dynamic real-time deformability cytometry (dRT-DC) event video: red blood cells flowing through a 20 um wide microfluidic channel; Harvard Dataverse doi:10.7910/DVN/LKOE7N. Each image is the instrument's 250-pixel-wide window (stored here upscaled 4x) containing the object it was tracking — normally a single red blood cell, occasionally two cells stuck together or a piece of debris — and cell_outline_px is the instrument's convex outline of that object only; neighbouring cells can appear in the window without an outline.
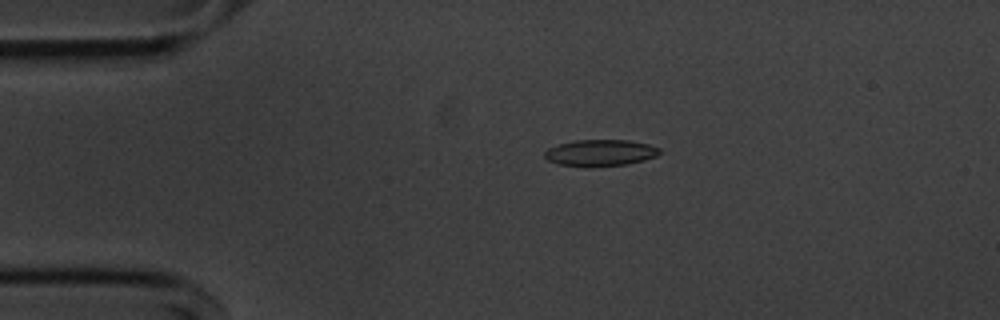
{"species": "common noctule bat (a hibernating species)", "species_latin": "Nyctalus noctula", "temperature_condition": "cold", "stored_images_in_passage": 50, "camera_frame_rate_fps": 3000, "um_per_image_px": 0.085, "animal": {"sex": "male", "body_mass_g": 20.1, "forearm_length_mm": 53.5}, "frame": {"image": 1, "passage_image": 6, "time_ms": 1.667, "image_size_px": [1000, 320], "cell_outline_px": [[660, 152], [656, 156], [644, 160], [628, 164], [588, 168], [584, 168], [560, 164], [548, 160], [544, 156], [544, 152], [548, 148], [560, 144], [576, 140], [628, 140], [648, 144], [660, 148]], "centroid_in_image_um": [51.02, 13.01], "position_along_channel_um": 34.0, "area_um2": 17.92}}
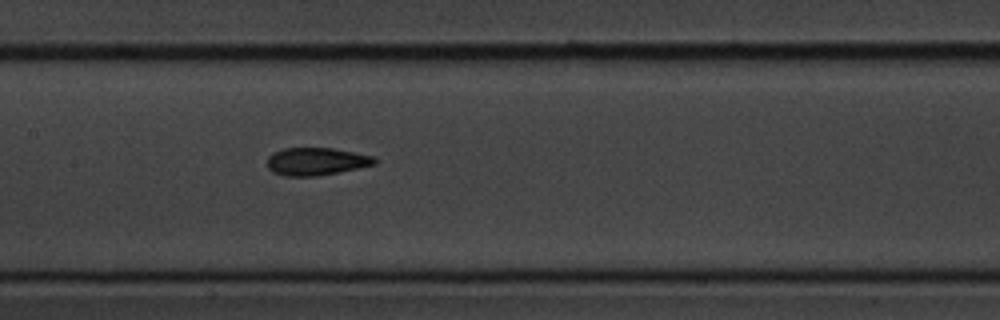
{"frame": {"image": 2, "passage_image": 21, "time_ms": 6.667, "image_size_px": [1000, 320], "cell_outline_px": [[376, 164], [316, 176], [284, 176], [272, 172], [268, 168], [268, 156], [272, 152], [284, 148], [332, 148], [376, 156]], "centroid_in_image_um": [26.86, 13.71], "position_along_channel_um": 180.5, "area_um2": 17.28}}
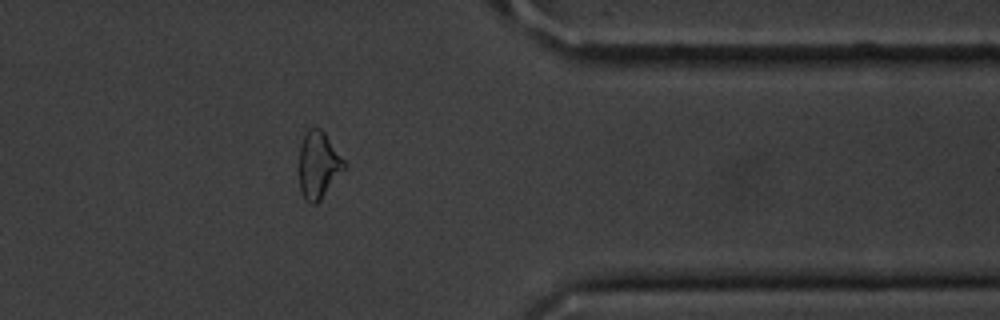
{"frame": {"image": 3, "passage_image": 39, "time_ms": 12.667, "image_size_px": [1000, 320], "cell_outline_px": [[348, 168], [320, 200], [316, 204], [308, 204], [300, 188], [296, 168], [300, 144], [308, 128], [320, 128], [324, 132], [348, 164]], "centroid_in_image_um": [27.06, 14.04], "position_along_channel_um": 384.3, "area_um2": 18.44}, "authors_computed_cell_mechanics": {"area_um2": 17.629, "velocity_mm_per_s": 3.6382, "shape_relaxation_time_tau1_ms": 3.8394, "shape_relaxation_time_tau2_ms": 1.9175, "deformation_change_tau1": 0.1331, "deformation_change_tau2": 0.0754}}